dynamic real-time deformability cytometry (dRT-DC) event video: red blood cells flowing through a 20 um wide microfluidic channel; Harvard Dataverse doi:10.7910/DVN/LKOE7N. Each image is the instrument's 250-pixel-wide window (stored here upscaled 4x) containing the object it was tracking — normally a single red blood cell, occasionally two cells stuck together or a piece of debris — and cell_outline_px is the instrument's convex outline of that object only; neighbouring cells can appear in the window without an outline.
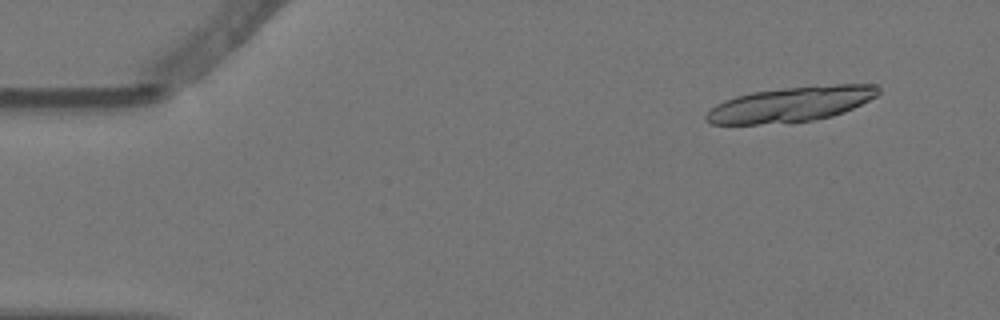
{"species": "Egyptian fruit bat (a non-hibernating species)", "species_latin": "Rousettus aegyptiacus", "temperature_condition": "warm", "stored_images_in_passage": 5, "camera_frame_rate_fps": 3000, "um_per_image_px": 0.085, "animal": {"sex": "female"}, "frame": {"image": 1, "passage_image": 1, "time_ms": 0.0, "image_size_px": [1000, 320], "cell_outline_px": [[880, 92], [876, 96], [844, 112], [832, 116], [812, 120], [760, 124], [708, 124], [704, 120], [704, 116], [716, 104], [724, 100], [736, 96], [752, 92], [816, 84], [876, 84], [880, 88]], "centroid_in_image_um": [67.22, 8.84], "position_along_channel_um": 17.8, "area_um2": 35.26}}